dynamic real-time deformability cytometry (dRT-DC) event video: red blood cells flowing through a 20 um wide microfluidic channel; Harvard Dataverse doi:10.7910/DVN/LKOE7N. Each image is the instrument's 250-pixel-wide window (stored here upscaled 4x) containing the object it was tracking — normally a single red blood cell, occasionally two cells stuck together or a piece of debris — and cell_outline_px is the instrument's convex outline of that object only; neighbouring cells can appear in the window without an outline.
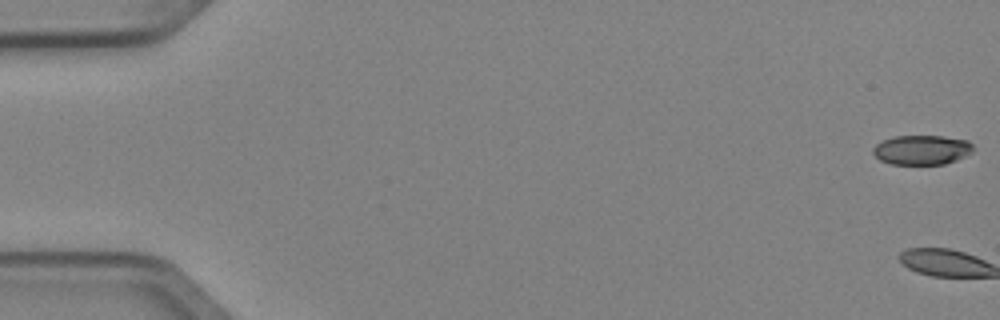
{"species": "Egyptian fruit bat (a non-hibernating species)", "species_latin": "Rousettus aegyptiacus", "temperature_condition": "cold", "stored_images_in_passage": 6, "camera_frame_rate_fps": 3000, "um_per_image_px": 0.085, "animal": {"sex": "female"}, "frame": {"image": 1, "passage_image": 1, "time_ms": 0.0, "image_size_px": [1000, 320], "cell_outline_px": [[972, 152], [956, 160], [944, 164], [892, 164], [880, 160], [872, 152], [872, 148], [880, 140], [892, 136], [944, 136], [968, 140], [972, 144]], "centroid_in_image_um": [78.32, 12.73], "position_along_channel_um": 6.7, "area_um2": 17.34}}